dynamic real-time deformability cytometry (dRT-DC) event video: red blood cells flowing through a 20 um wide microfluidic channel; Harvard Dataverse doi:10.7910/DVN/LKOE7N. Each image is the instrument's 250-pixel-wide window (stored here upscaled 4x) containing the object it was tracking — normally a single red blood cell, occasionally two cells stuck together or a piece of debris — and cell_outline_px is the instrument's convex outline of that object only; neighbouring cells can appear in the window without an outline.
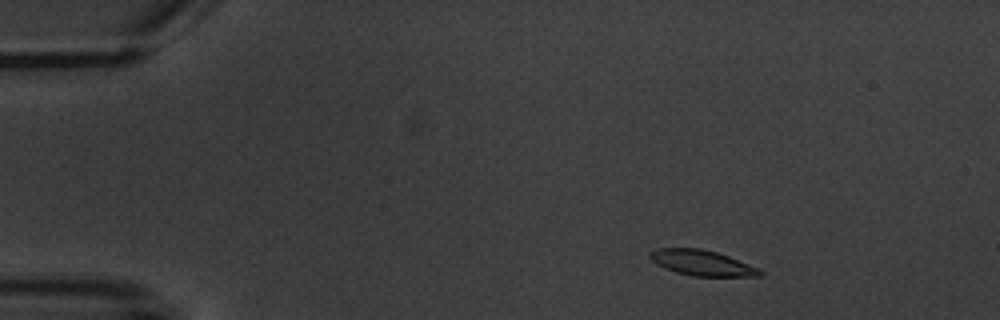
{"species": "common noctule bat (a hibernating species)", "species_latin": "Nyctalus noctula", "temperature_condition": "warm", "stored_images_in_passage": 6, "camera_frame_rate_fps": 3000, "um_per_image_px": 0.085, "animal": {"sex": "male", "body_mass_g": 20.1, "forearm_length_mm": 53.5}, "frame": {"image": 1, "passage_image": 2, "time_ms": 1.333, "image_size_px": [1000, 320], "cell_outline_px": [[764, 276], [692, 276], [676, 272], [664, 268], [656, 264], [648, 256], [648, 252], [656, 248], [700, 248], [716, 252], [728, 256], [760, 268], [764, 272]], "centroid_in_image_um": [59.66, 22.34], "position_along_channel_um": 25.3, "area_um2": 16.47}}
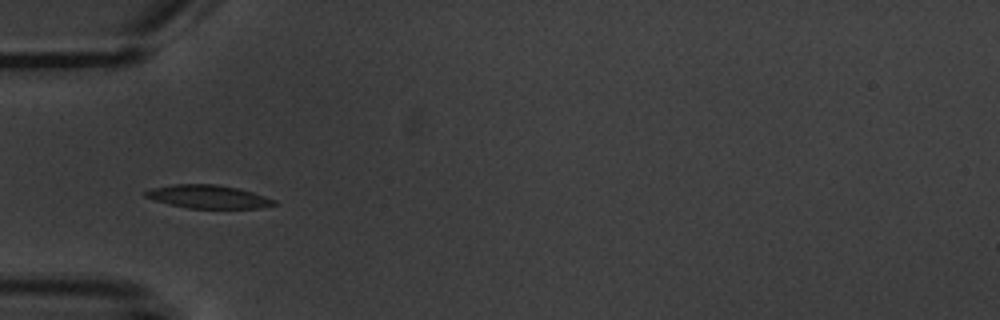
{"frame": {"image": 2, "passage_image": 5, "time_ms": 4.667, "image_size_px": [1000, 320], "cell_outline_px": [[276, 204], [260, 208], [188, 208], [156, 200], [144, 196], [144, 192], [152, 188], [172, 184], [216, 184], [236, 188], [252, 192], [276, 200]], "centroid_in_image_um": [17.7, 16.71], "position_along_channel_um": 67.3, "area_um2": 17.17}}